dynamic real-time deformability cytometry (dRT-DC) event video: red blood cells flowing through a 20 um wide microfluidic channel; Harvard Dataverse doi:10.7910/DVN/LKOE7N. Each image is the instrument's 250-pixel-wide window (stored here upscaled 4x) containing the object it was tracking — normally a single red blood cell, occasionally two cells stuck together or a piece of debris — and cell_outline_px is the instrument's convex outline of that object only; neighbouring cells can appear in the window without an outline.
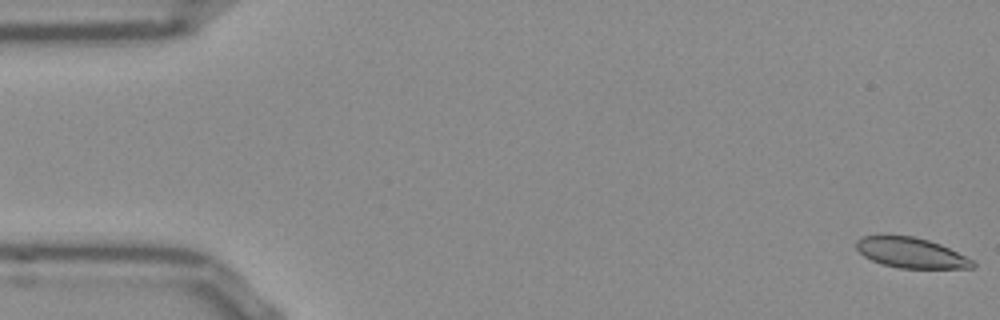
{"species": "Egyptian fruit bat (a non-hibernating species)", "species_latin": "Rousettus aegyptiacus", "temperature_condition": "room temperature", "stored_images_in_passage": 53, "camera_frame_rate_fps": 3000, "um_per_image_px": 0.085, "frame": {"image": 1, "passage_image": 1, "time_ms": 0.0, "image_size_px": [1000, 320], "cell_outline_px": [[976, 264], [972, 268], [900, 268], [880, 264], [864, 256], [856, 248], [856, 240], [864, 236], [912, 236], [928, 240], [940, 244], [976, 260]], "centroid_in_image_um": [77.48, 21.5], "position_along_channel_um": 7.5, "area_um2": 20.52}}
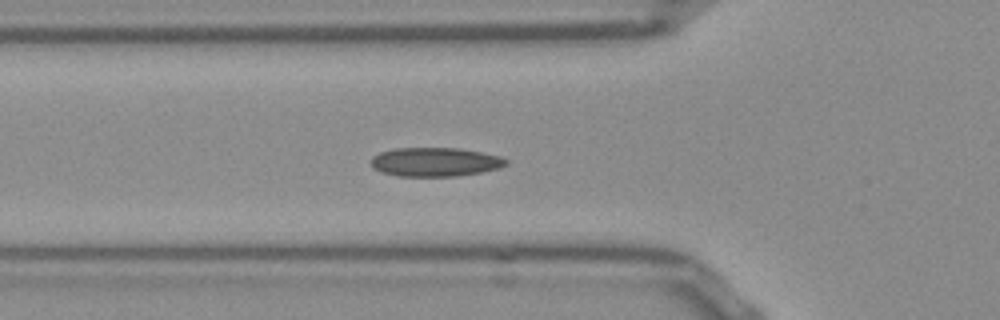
{"frame": {"image": 2, "passage_image": 18, "time_ms": 5.667, "image_size_px": [1000, 320], "cell_outline_px": [[508, 164], [496, 168], [480, 172], [456, 176], [396, 176], [380, 172], [372, 168], [372, 156], [380, 152], [396, 148], [460, 148], [500, 156], [508, 160]], "centroid_in_image_um": [36.95, 13.76], "position_along_channel_um": 88.8, "area_um2": 22.72}}
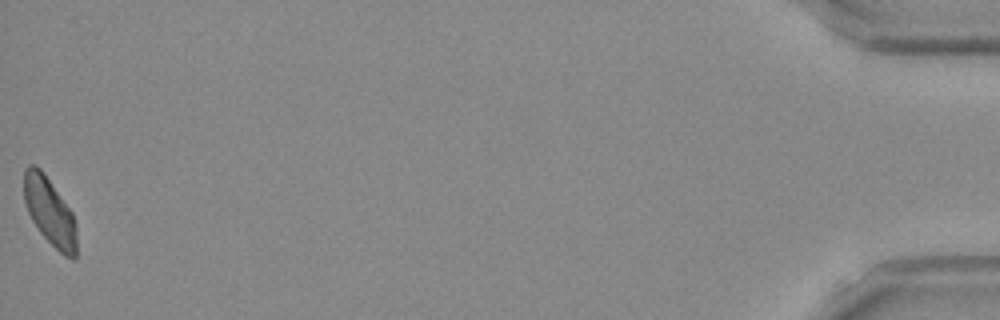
{"frame": {"image": 3, "passage_image": 53, "time_ms": 17.333, "image_size_px": [1000, 320], "cell_outline_px": [[76, 256], [72, 260], [64, 256], [40, 232], [32, 220], [28, 212], [24, 200], [24, 168], [28, 164], [36, 164], [44, 172], [72, 212], [76, 224]], "centroid_in_image_um": [4.22, 17.95], "position_along_channel_um": 431.0, "area_um2": 20.81}, "authors_computed_cell_mechanics": {"area_um2": 21.7906, "velocity_mm_per_s": 3.8181, "shape_relaxation_time_tau1_ms": null, "shape_relaxation_time_tau2_ms": 4.4545, "deformation_change_tau1": null, "deformation_change_tau2": 0.0881}}